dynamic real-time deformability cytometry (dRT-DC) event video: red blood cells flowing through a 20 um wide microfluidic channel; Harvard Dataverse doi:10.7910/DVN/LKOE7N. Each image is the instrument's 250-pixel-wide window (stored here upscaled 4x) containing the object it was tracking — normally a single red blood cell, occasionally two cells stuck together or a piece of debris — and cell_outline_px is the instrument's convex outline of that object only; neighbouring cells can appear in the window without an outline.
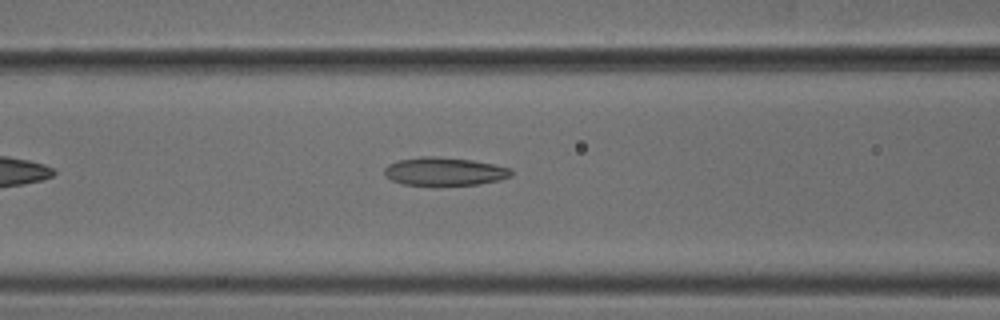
{"species": "common noctule bat (a hibernating species)", "species_latin": "Nyctalus noctula", "temperature_condition": "cold", "stored_images_in_passage": 40, "camera_frame_rate_fps": 3000, "um_per_image_px": 0.085, "animal": {"sex": "male", "body_mass_g": 18.8}, "frame": {"image": 1, "passage_image": 10, "time_ms": 3.0, "image_size_px": [1000, 320], "cell_outline_px": [[512, 176], [500, 180], [480, 184], [404, 184], [392, 180], [384, 176], [384, 168], [388, 164], [396, 160], [420, 156], [432, 156], [472, 160], [512, 168]], "centroid_in_image_um": [37.77, 14.55], "position_along_channel_um": 128.8, "area_um2": 20.69}}
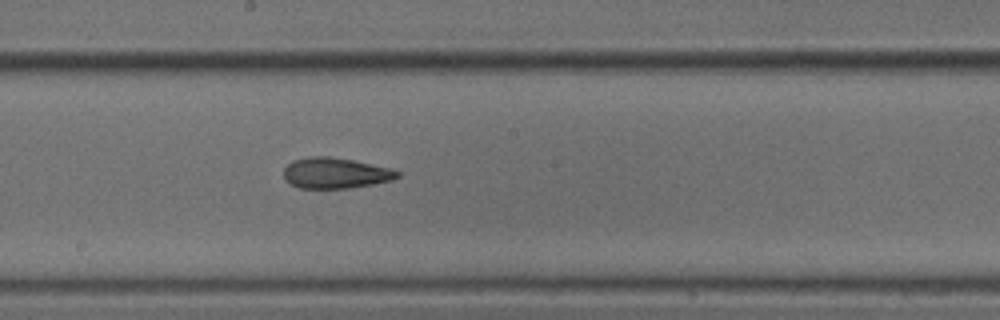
{"frame": {"image": 2, "passage_image": 17, "time_ms": 5.333, "image_size_px": [1000, 320], "cell_outline_px": [[400, 176], [392, 180], [372, 184], [348, 188], [300, 188], [288, 184], [284, 180], [284, 168], [292, 160], [308, 156], [328, 156], [352, 160], [392, 168], [400, 172]], "centroid_in_image_um": [28.48, 14.71], "position_along_channel_um": 219.7, "area_um2": 20.52}}
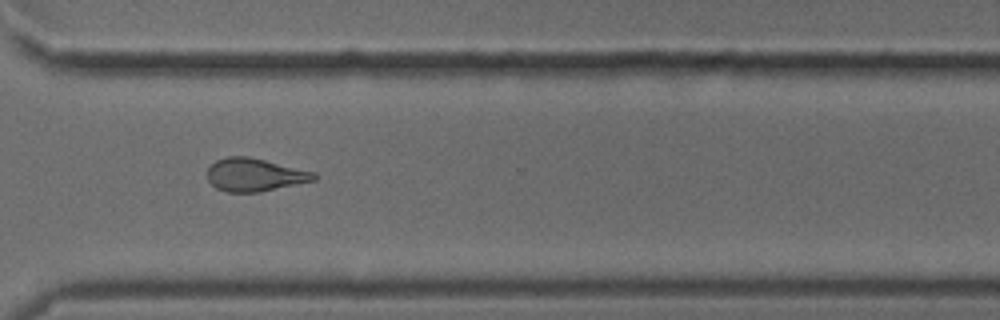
{"frame": {"image": 3, "passage_image": 27, "time_ms": 8.667, "image_size_px": [1000, 320], "cell_outline_px": [[316, 180], [260, 192], [228, 192], [216, 188], [208, 180], [208, 168], [216, 160], [228, 156], [248, 156], [316, 172]], "centroid_in_image_um": [21.66, 14.86], "position_along_channel_um": 348.9, "area_um2": 20.46}, "authors_computed_cell_mechanics": {"area_um2": 20.6924, "velocity_mm_per_s": 3.8871, "shape_relaxation_time_tau1_ms": null, "shape_relaxation_time_tau2_ms": 4.5214, "deformation_change_tau1": null, "deformation_change_tau2": 0.1396}}